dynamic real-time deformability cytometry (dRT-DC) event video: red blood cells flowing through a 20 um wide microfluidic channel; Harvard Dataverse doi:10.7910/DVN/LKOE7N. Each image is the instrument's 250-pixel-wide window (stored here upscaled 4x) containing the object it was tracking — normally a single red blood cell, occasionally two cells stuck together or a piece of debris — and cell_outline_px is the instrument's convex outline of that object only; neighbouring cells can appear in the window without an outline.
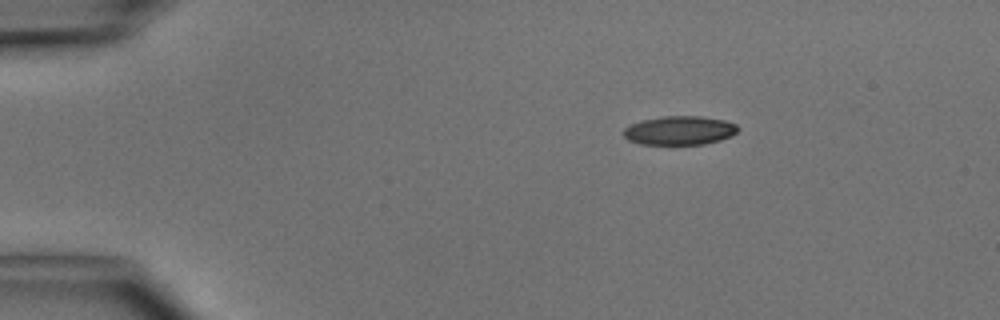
{"species": "common noctule bat (a hibernating species)", "species_latin": "Nyctalus noctula", "temperature_condition": "cold", "stored_images_in_passage": 2, "camera_frame_rate_fps": 3000, "um_per_image_px": 0.085, "animal": {"sex": "male", "body_mass_g": 15.6}, "frame": {"image": 1, "passage_image": 2, "time_ms": 0.333, "image_size_px": [1000, 320], "cell_outline_px": [[736, 128], [732, 132], [724, 136], [708, 140], [680, 144], [664, 144], [644, 140], [684, 120], [704, 120], [728, 124]], "centroid_in_image_um": [58.81, 11.24], "position_along_channel_um": 26.2, "area_um2": 10.0}}